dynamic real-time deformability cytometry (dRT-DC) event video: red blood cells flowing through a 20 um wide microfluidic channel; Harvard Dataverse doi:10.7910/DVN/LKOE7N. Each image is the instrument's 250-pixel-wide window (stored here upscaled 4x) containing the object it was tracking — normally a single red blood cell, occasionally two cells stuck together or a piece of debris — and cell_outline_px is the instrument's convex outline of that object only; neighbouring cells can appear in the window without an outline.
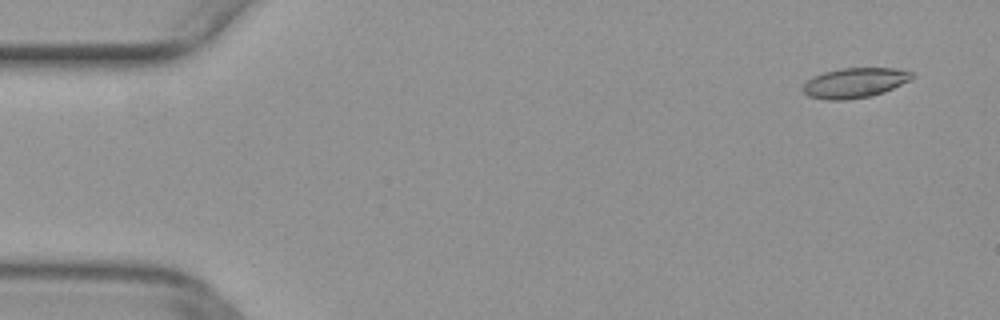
{"species": "common noctule bat (a hibernating species)", "species_latin": "Nyctalus noctula", "temperature_condition": "warm", "stored_images_in_passage": 2, "camera_frame_rate_fps": 3000, "um_per_image_px": 0.085, "animal": {"sex": "female", "body_mass_g": 29.2, "forearm_length_mm": 56.3}, "frame": {"image": 1, "passage_image": 1, "time_ms": 0.0, "image_size_px": [1000, 320], "cell_outline_px": [[916, 76], [912, 80], [884, 92], [872, 96], [844, 100], [828, 100], [808, 96], [804, 92], [804, 84], [812, 76], [824, 72], [840, 68], [896, 68], [912, 72]], "centroid_in_image_um": [72.7, 7.03], "position_along_channel_um": 12.3, "area_um2": 19.19}}